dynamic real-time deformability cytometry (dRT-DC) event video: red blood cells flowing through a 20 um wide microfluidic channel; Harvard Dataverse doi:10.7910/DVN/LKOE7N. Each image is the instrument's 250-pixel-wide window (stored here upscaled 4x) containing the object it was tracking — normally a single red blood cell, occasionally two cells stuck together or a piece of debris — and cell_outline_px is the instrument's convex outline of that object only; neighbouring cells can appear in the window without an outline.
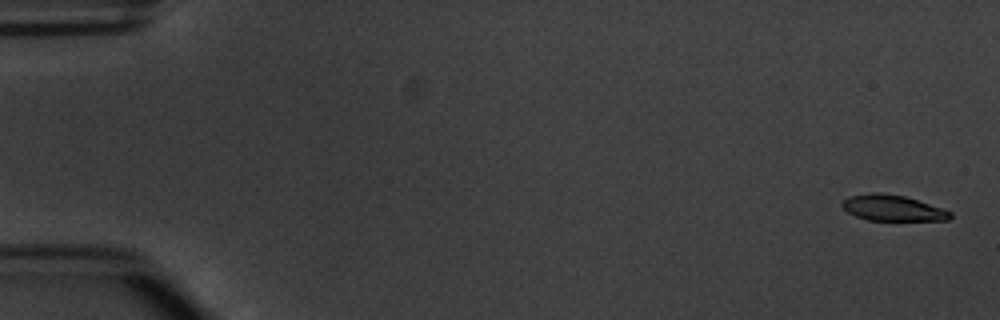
{"species": "common noctule bat (a hibernating species)", "species_latin": "Nyctalus noctula", "temperature_condition": "warm", "stored_images_in_passage": 5, "camera_frame_rate_fps": 3000, "um_per_image_px": 0.085, "animal": {"sex": "male", "body_mass_g": 20.1, "forearm_length_mm": 53.5}, "frame": {"image": 1, "passage_image": 1, "time_ms": 0.0, "image_size_px": [1000, 320], "cell_outline_px": [[952, 216], [948, 220], [868, 220], [856, 216], [848, 212], [840, 204], [848, 196], [872, 192], [876, 192], [904, 196], [952, 212]], "centroid_in_image_um": [75.83, 17.68], "position_along_channel_um": 9.2, "area_um2": 16.01}}
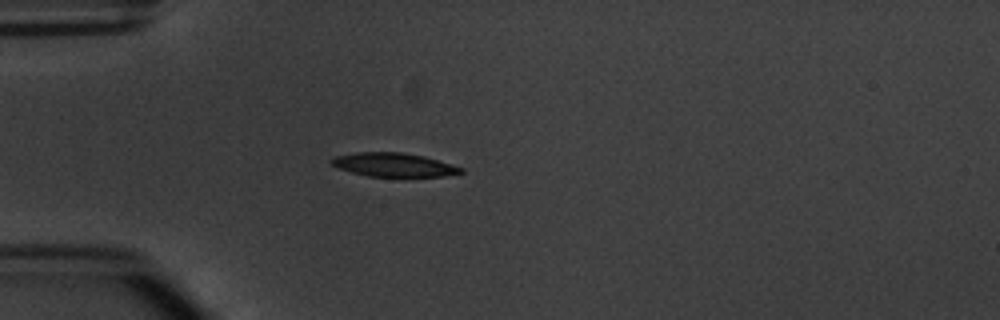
{"frame": {"image": 2, "passage_image": 5, "time_ms": 4.667, "image_size_px": [1000, 320], "cell_outline_px": [[464, 172], [444, 176], [396, 180], [368, 176], [352, 172], [340, 168], [332, 164], [328, 160], [336, 156], [356, 152], [400, 152], [424, 156], [464, 168]], "centroid_in_image_um": [33.51, 14.06], "position_along_channel_um": 51.5, "area_um2": 18.79}}